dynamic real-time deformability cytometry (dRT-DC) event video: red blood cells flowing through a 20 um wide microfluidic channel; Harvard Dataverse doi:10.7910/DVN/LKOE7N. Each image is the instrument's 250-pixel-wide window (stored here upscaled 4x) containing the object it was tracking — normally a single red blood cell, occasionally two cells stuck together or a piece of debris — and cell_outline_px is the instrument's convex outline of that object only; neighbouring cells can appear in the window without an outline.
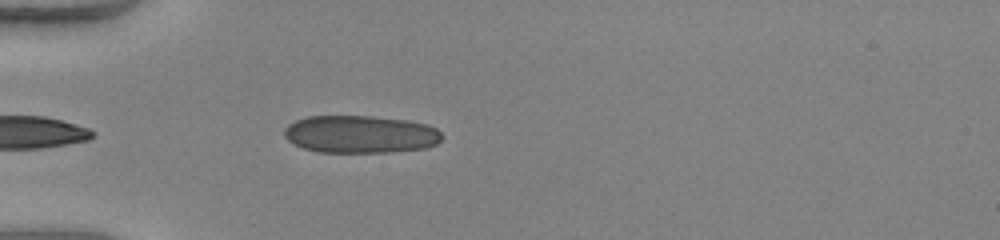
{"species": "human", "species_latin": "Homo sapiens", "temperature_condition": "warm", "stored_images_in_passage": 33, "camera_frame_rate_fps": 3000, "um_per_image_px": 0.085, "donor": {"sex": "female"}, "frame": {"image": 1, "passage_image": 1, "time_ms": 0.0, "image_size_px": [1000, 240], "cell_outline_px": [[444, 136], [436, 144], [428, 148], [392, 152], [320, 152], [304, 148], [288, 140], [284, 136], [284, 128], [288, 124], [296, 120], [308, 116], [372, 116], [408, 120], [428, 124], [436, 128]], "centroid_in_image_um": [30.67, 11.41], "position_along_channel_um": 54.3, "area_um2": 34.8}}
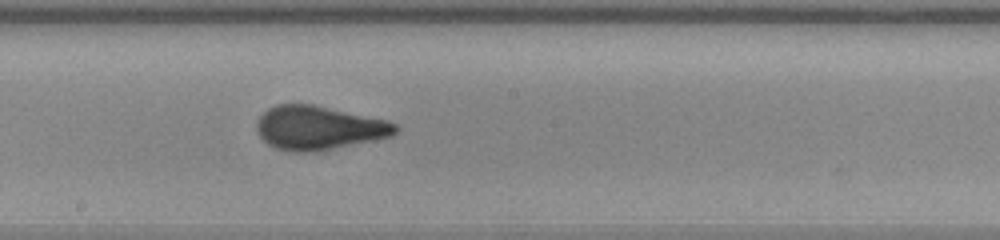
{"frame": {"image": 2, "passage_image": 14, "time_ms": 4.333, "image_size_px": [1000, 240], "cell_outline_px": [[400, 128], [392, 136], [376, 140], [316, 152], [288, 152], [276, 148], [268, 144], [256, 132], [256, 120], [268, 108], [276, 104], [312, 104], [388, 120], [396, 124]], "centroid_in_image_um": [27.09, 10.87], "position_along_channel_um": 221.1, "area_um2": 35.78}}
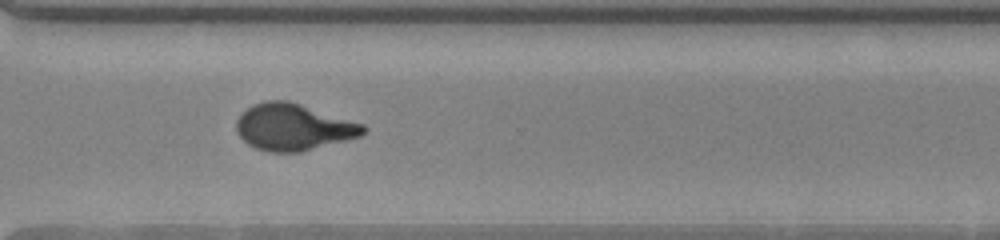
{"frame": {"image": 3, "passage_image": 23, "time_ms": 7.333, "image_size_px": [1000, 240], "cell_outline_px": [[368, 128], [360, 136], [300, 152], [268, 152], [256, 148], [248, 144], [236, 132], [236, 120], [252, 104], [268, 100], [288, 100], [364, 124]], "centroid_in_image_um": [24.92, 10.8], "position_along_channel_um": 345.7, "area_um2": 34.28}, "authors_computed_cell_mechanics": {"area_um2": 34.2754, "velocity_mm_per_s": 4.1495, "shape_relaxation_time_tau1_ms": 6.1652, "shape_relaxation_time_tau2_ms": null, "deformation_change_tau1": 0.1946, "deformation_change_tau2": null}}